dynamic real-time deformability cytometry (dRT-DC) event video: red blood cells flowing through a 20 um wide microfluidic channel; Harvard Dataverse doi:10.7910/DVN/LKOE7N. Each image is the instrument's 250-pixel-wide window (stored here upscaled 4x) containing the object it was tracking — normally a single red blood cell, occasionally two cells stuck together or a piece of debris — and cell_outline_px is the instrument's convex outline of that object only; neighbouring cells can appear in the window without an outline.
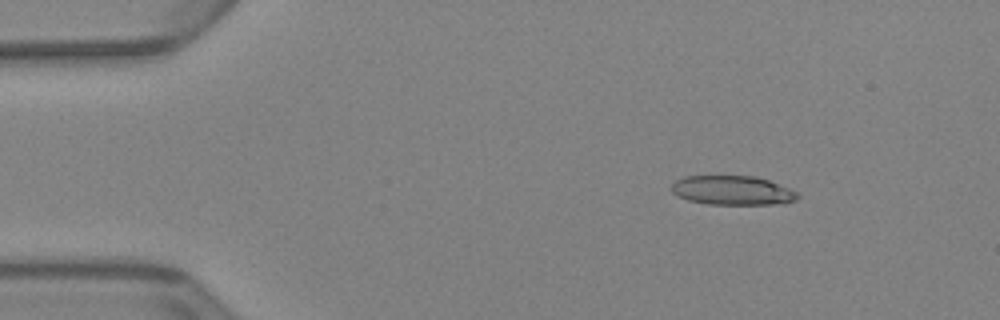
{"species": "Egyptian fruit bat (a non-hibernating species)", "species_latin": "Rousettus aegyptiacus", "temperature_condition": "warm", "stored_images_in_passage": 60, "camera_frame_rate_fps": 3000, "um_per_image_px": 0.085, "animal": {"sex": "female"}, "frame": {"image": 1, "passage_image": 8, "time_ms": 2.333, "image_size_px": [1000, 320], "cell_outline_px": [[800, 196], [796, 200], [784, 204], [708, 204], [688, 200], [672, 192], [672, 184], [676, 180], [684, 176], [756, 176], [768, 180], [788, 188], [796, 192]], "centroid_in_image_um": [62.28, 16.18], "position_along_channel_um": 22.7, "area_um2": 21.39}}
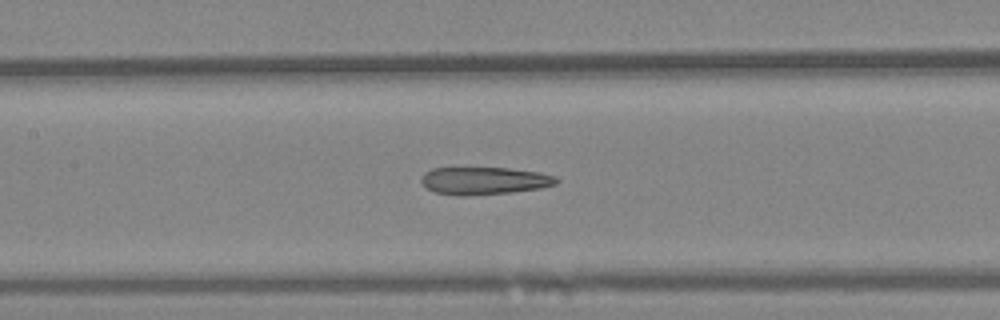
{"frame": {"image": 2, "passage_image": 28, "time_ms": 9.0, "image_size_px": [1000, 320], "cell_outline_px": [[560, 180], [556, 184], [540, 188], [508, 192], [464, 196], [456, 196], [436, 192], [428, 188], [420, 180], [424, 172], [432, 168], [508, 168], [540, 172], [556, 176]], "centroid_in_image_um": [41.17, 15.35], "position_along_channel_um": 166.2, "area_um2": 21.62}}
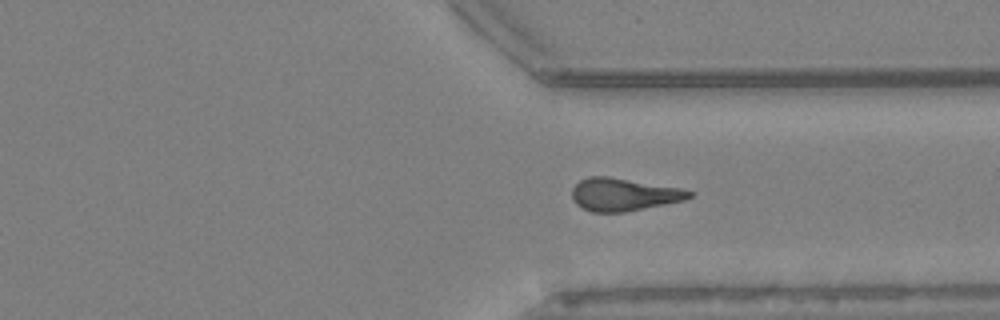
{"frame": {"image": 3, "passage_image": 45, "time_ms": 14.667, "image_size_px": [1000, 320], "cell_outline_px": [[692, 196], [684, 200], [624, 212], [592, 212], [576, 204], [572, 200], [572, 188], [580, 180], [588, 176], [608, 176], [680, 188], [692, 192]], "centroid_in_image_um": [52.96, 16.53], "position_along_channel_um": 358.4, "area_um2": 22.14}, "authors_computed_cell_mechanics": {"area_um2": 22.3397, "velocity_mm_per_s": 3.3881, "shape_relaxation_time_tau1_ms": null, "shape_relaxation_time_tau2_ms": 4.1225, "deformation_change_tau1": null, "deformation_change_tau2": 0.1477}}